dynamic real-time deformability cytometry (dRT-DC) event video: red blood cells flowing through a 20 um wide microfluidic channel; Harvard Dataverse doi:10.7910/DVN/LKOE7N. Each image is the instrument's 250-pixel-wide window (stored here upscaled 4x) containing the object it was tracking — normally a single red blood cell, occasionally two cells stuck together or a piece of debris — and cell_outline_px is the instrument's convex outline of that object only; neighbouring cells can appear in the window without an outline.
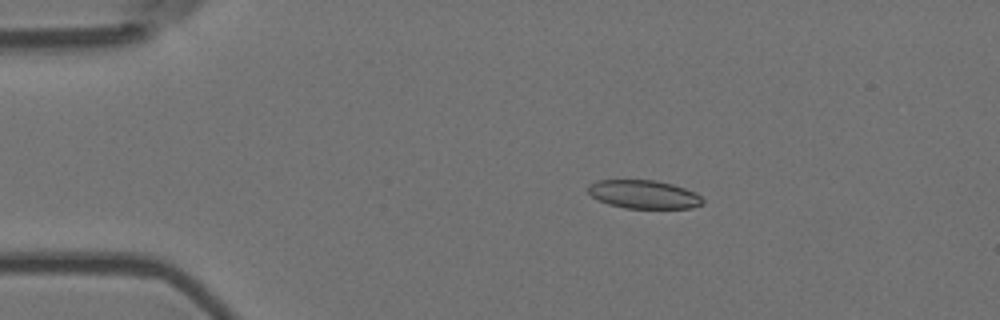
{"species": "Egyptian fruit bat (a non-hibernating species)", "species_latin": "Rousettus aegyptiacus", "temperature_condition": "room temperature", "stored_images_in_passage": 56, "camera_frame_rate_fps": 3000, "um_per_image_px": 0.085, "animal": {"sex": "female"}, "frame": {"image": 1, "passage_image": 11, "time_ms": 3.333, "image_size_px": [1000, 320], "cell_outline_px": [[704, 204], [692, 208], [624, 208], [608, 204], [592, 196], [588, 192], [588, 184], [596, 180], [656, 180], [672, 184], [696, 192], [704, 200]], "centroid_in_image_um": [54.73, 16.52], "position_along_channel_um": 30.3, "area_um2": 19.07}}
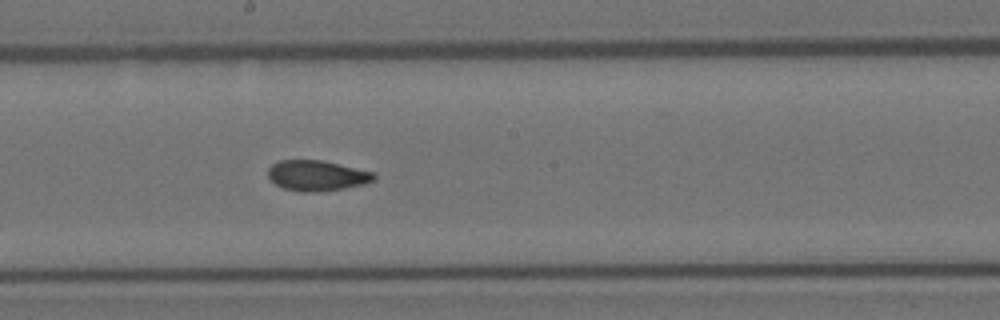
{"frame": {"image": 2, "passage_image": 31, "time_ms": 10.0, "image_size_px": [1000, 320], "cell_outline_px": [[376, 180], [364, 184], [344, 188], [316, 192], [300, 192], [284, 188], [276, 184], [268, 176], [268, 168], [272, 164], [280, 160], [320, 160], [376, 172]], "centroid_in_image_um": [26.96, 14.92], "position_along_channel_um": 221.2, "area_um2": 18.84}}
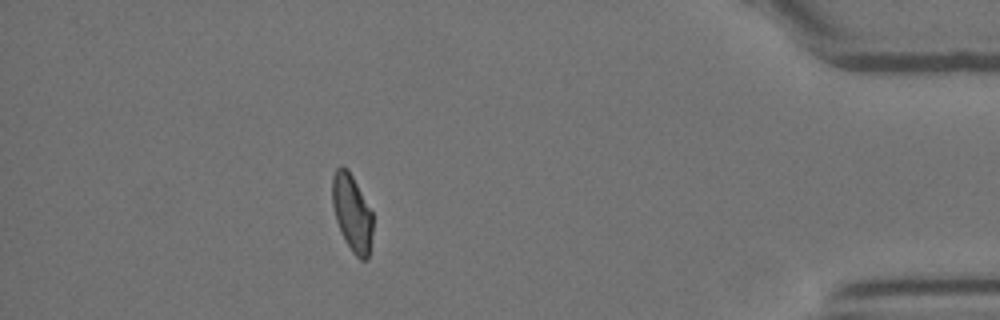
{"frame": {"image": 3, "passage_image": 50, "time_ms": 16.333, "image_size_px": [1000, 320], "cell_outline_px": [[372, 232], [368, 256], [364, 260], [360, 260], [352, 252], [344, 240], [340, 232], [336, 220], [332, 204], [332, 176], [336, 168], [340, 164], [348, 168], [372, 212]], "centroid_in_image_um": [29.89, 18.07], "position_along_channel_um": 405.3, "area_um2": 18.21}, "authors_computed_cell_mechanics": {"area_um2": 19.2474, "velocity_mm_per_s": 3.6555, "shape_relaxation_time_tau1_ms": null, "shape_relaxation_time_tau2_ms": 2.9866, "deformation_change_tau1": null, "deformation_change_tau2": 0.072}}